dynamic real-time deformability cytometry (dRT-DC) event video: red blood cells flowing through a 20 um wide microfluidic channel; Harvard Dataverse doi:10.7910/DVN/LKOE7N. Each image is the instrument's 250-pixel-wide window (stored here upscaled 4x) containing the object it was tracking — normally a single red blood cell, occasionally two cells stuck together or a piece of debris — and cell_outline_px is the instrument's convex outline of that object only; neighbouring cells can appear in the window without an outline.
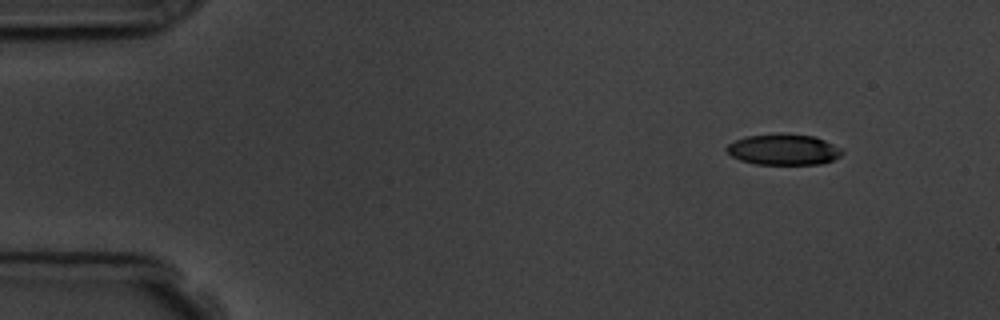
{"species": "common noctule bat (a hibernating species)", "species_latin": "Nyctalus noctula", "temperature_condition": "room temperature", "stored_images_in_passage": 5, "camera_frame_rate_fps": 3000, "um_per_image_px": 0.085, "animal": {"sex": "male", "body_mass_g": 19.5, "forearm_length_mm": 54.6}, "frame": {"image": 1, "passage_image": 1, "time_ms": 0.0, "image_size_px": [1000, 320], "cell_outline_px": [[844, 152], [840, 156], [832, 160], [820, 164], [756, 164], [740, 160], [732, 156], [724, 148], [728, 144], [736, 140], [748, 136], [816, 136], [840, 148]], "centroid_in_image_um": [66.6, 12.75], "position_along_channel_um": 18.4, "area_um2": 19.94}}
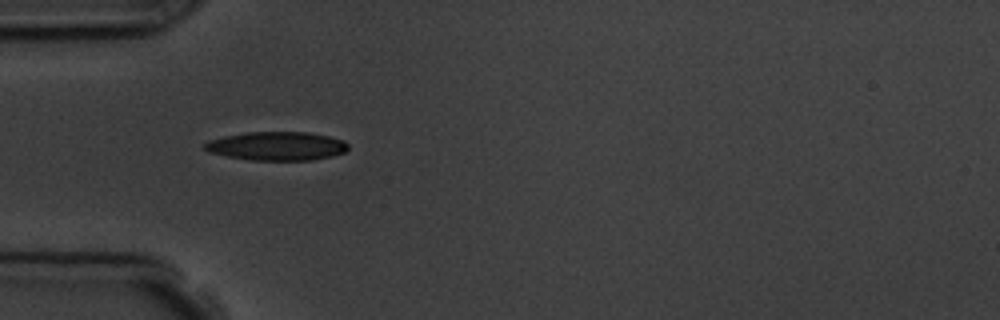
{"frame": {"image": 2, "passage_image": 4, "time_ms": 3.667, "image_size_px": [1000, 320], "cell_outline_px": [[348, 148], [344, 152], [332, 156], [312, 160], [252, 160], [228, 156], [208, 152], [204, 148], [204, 144], [208, 140], [224, 136], [248, 132], [308, 132], [328, 136], [344, 140], [348, 144]], "centroid_in_image_um": [23.53, 12.41], "position_along_channel_um": 61.5, "area_um2": 23.93}}